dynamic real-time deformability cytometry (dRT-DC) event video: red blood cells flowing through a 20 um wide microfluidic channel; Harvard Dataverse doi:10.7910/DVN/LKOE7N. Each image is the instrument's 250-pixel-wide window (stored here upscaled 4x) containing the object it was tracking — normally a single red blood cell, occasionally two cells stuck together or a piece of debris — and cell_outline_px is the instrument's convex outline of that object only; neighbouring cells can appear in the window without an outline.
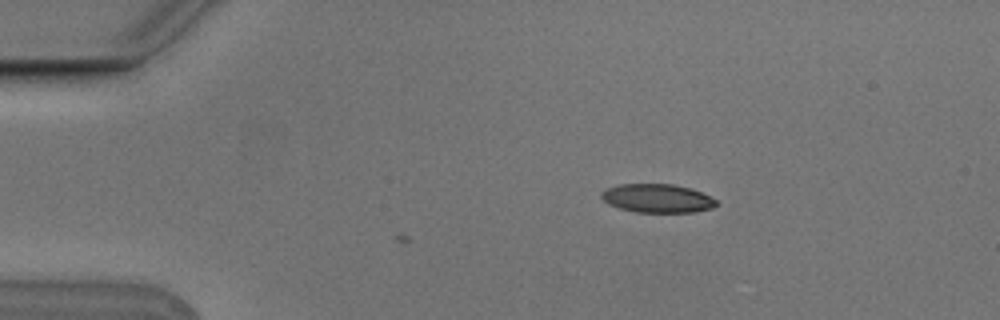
{"species": "Egyptian fruit bat (a non-hibernating species)", "species_latin": "Rousettus aegyptiacus", "temperature_condition": "cold", "stored_images_in_passage": 3, "camera_frame_rate_fps": 3000, "um_per_image_px": 0.085, "animal": {"sex": "male"}, "frame": {"image": 1, "passage_image": 3, "time_ms": 0.667, "image_size_px": [1000, 320], "cell_outline_px": [[720, 204], [712, 208], [696, 212], [636, 212], [620, 208], [608, 204], [600, 196], [600, 192], [608, 188], [620, 184], [672, 184], [688, 188], [700, 192], [716, 200]], "centroid_in_image_um": [55.87, 16.86], "position_along_channel_um": 29.1, "area_um2": 19.07}}